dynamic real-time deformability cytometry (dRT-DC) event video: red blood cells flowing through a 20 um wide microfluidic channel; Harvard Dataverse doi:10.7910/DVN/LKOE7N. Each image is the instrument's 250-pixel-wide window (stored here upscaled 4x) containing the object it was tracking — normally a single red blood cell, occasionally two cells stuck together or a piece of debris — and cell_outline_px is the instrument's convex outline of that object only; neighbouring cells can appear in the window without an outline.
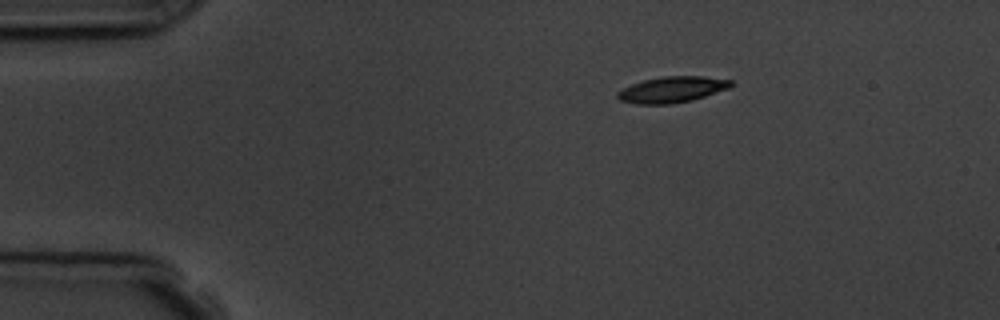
{"species": "common noctule bat (a hibernating species)", "species_latin": "Nyctalus noctula", "temperature_condition": "room temperature", "stored_images_in_passage": 3, "camera_frame_rate_fps": 3000, "um_per_image_px": 0.085, "animal": {"sex": "male", "body_mass_g": 19.5, "forearm_length_mm": 54.6}, "frame": {"image": 1, "passage_image": 1, "time_ms": 0.0, "image_size_px": [1000, 320], "cell_outline_px": [[732, 84], [728, 88], [692, 100], [672, 104], [636, 104], [620, 100], [616, 96], [616, 92], [632, 84], [644, 80], [664, 76], [704, 76], [732, 80]], "centroid_in_image_um": [57.1, 7.61], "position_along_channel_um": 27.9, "area_um2": 17.05}}